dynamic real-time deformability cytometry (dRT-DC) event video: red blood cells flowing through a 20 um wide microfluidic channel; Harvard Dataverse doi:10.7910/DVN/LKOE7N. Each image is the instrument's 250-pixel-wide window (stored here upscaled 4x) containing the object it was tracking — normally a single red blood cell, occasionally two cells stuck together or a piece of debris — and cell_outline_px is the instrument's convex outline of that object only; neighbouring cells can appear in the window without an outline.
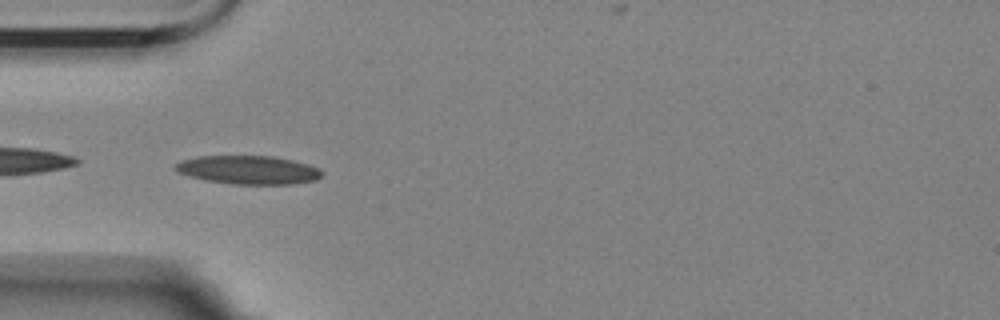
{"species": "Egyptian fruit bat (a non-hibernating species)", "species_latin": "Rousettus aegyptiacus", "temperature_condition": "room temperature", "stored_images_in_passage": 41, "camera_frame_rate_fps": 3000, "um_per_image_px": 0.085, "animal": {"sex": "female"}, "frame": {"image": 1, "passage_image": 1, "time_ms": 0.0, "image_size_px": [1000, 320], "cell_outline_px": [[324, 172], [316, 180], [292, 184], [232, 184], [204, 180], [188, 176], [176, 172], [172, 168], [176, 164], [184, 160], [200, 156], [272, 156], [292, 160], [308, 164], [320, 168]], "centroid_in_image_um": [21.11, 14.45], "position_along_channel_um": 63.9, "area_um2": 24.45}}
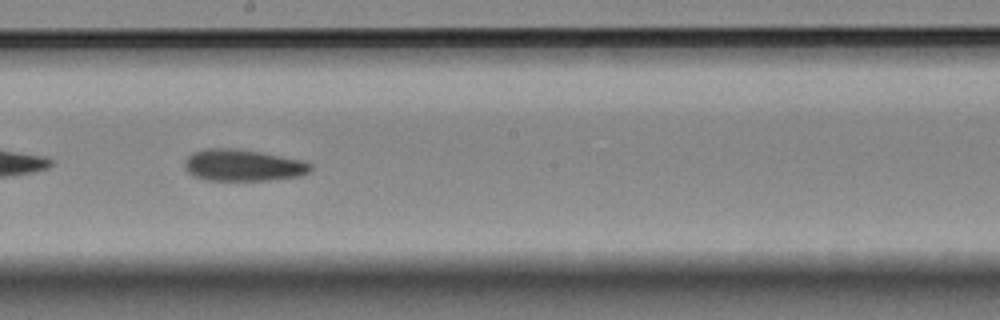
{"frame": {"image": 2, "passage_image": 15, "time_ms": 4.667, "image_size_px": [1000, 320], "cell_outline_px": [[312, 168], [308, 172], [300, 176], [268, 180], [204, 180], [192, 176], [184, 168], [184, 160], [192, 152], [204, 148], [236, 148], [304, 160], [312, 164]], "centroid_in_image_um": [20.61, 14.04], "position_along_channel_um": 227.6, "area_um2": 23.47}}
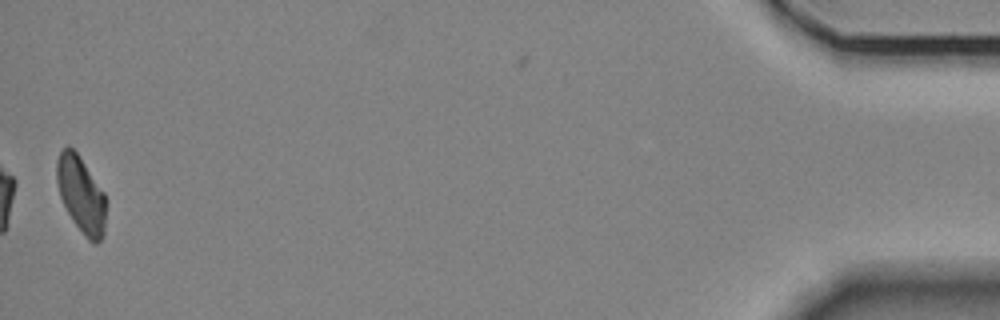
{"frame": {"image": 3, "passage_image": 40, "time_ms": 13.0, "image_size_px": [1000, 320], "cell_outline_px": [[108, 200], [104, 236], [96, 244], [88, 240], [84, 236], [72, 220], [60, 196], [56, 180], [56, 160], [60, 152], [64, 148], [72, 148], [80, 156], [104, 192]], "centroid_in_image_um": [6.93, 16.58], "position_along_channel_um": 428.3, "area_um2": 22.25}, "authors_computed_cell_mechanics": {"area_um2": 23.0622, "velocity_mm_per_s": 3.501, "shape_relaxation_time_tau1_ms": 9.1993, "shape_relaxation_time_tau2_ms": 5.9125, "deformation_change_tau1": 0.1857, "deformation_change_tau2": 0.1344}}